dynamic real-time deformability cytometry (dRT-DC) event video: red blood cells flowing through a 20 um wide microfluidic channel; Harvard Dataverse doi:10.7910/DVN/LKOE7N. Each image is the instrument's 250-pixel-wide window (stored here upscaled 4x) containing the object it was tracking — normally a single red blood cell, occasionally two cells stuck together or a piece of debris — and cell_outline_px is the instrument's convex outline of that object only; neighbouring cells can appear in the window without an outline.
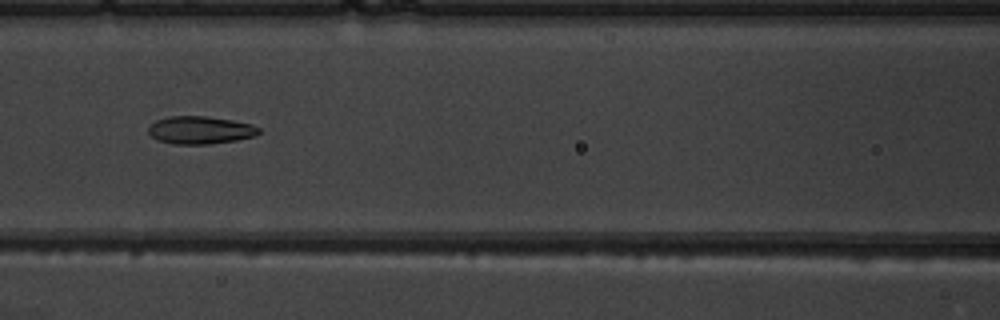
{"species": "common noctule bat (a hibernating species)", "species_latin": "Nyctalus noctula", "temperature_condition": "warm", "stored_images_in_passage": 9, "camera_frame_rate_fps": 3000, "um_per_image_px": 0.085, "animal": {"sex": "male", "body_mass_g": 19.5, "forearm_length_mm": 54.6}, "frame": {"image": 1, "passage_image": 6, "time_ms": 6.667, "image_size_px": [1000, 320], "cell_outline_px": [[260, 132], [256, 136], [236, 140], [208, 144], [172, 144], [160, 140], [152, 136], [148, 132], [148, 128], [156, 120], [168, 116], [204, 116], [232, 120], [252, 124], [260, 128]], "centroid_in_image_um": [17.04, 11.05], "position_along_channel_um": 149.6, "area_um2": 17.8}}
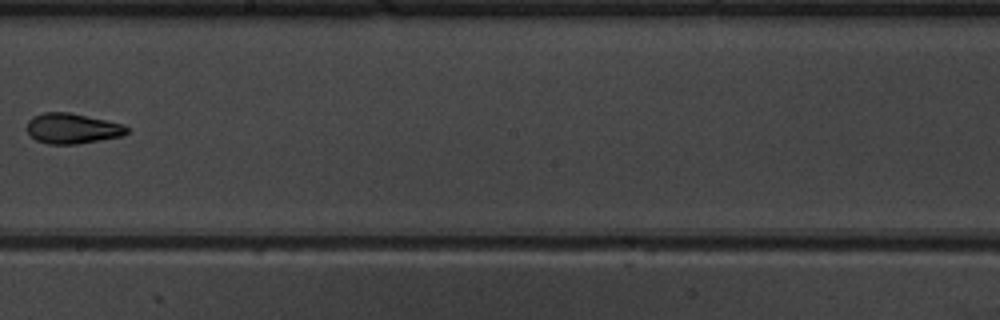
{"frame": {"image": 2, "passage_image": 8, "time_ms": 9.0, "image_size_px": [1000, 320], "cell_outline_px": [[128, 132], [120, 136], [76, 144], [48, 144], [36, 140], [28, 132], [28, 120], [32, 116], [44, 112], [68, 112], [124, 124], [128, 128]], "centroid_in_image_um": [6.13, 10.91], "position_along_channel_um": 242.1, "area_um2": 17.46}}
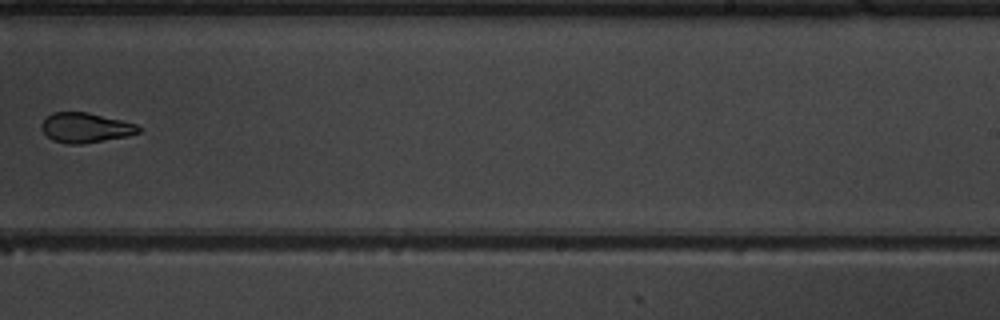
{"frame": {"image": 3, "passage_image": 9, "time_ms": 10.0, "image_size_px": [1000, 320], "cell_outline_px": [[140, 132], [128, 136], [80, 144], [68, 144], [52, 140], [40, 128], [40, 124], [52, 112], [88, 112], [136, 124], [140, 128]], "centroid_in_image_um": [7.24, 10.85], "position_along_channel_um": 281.8, "area_um2": 16.76}}